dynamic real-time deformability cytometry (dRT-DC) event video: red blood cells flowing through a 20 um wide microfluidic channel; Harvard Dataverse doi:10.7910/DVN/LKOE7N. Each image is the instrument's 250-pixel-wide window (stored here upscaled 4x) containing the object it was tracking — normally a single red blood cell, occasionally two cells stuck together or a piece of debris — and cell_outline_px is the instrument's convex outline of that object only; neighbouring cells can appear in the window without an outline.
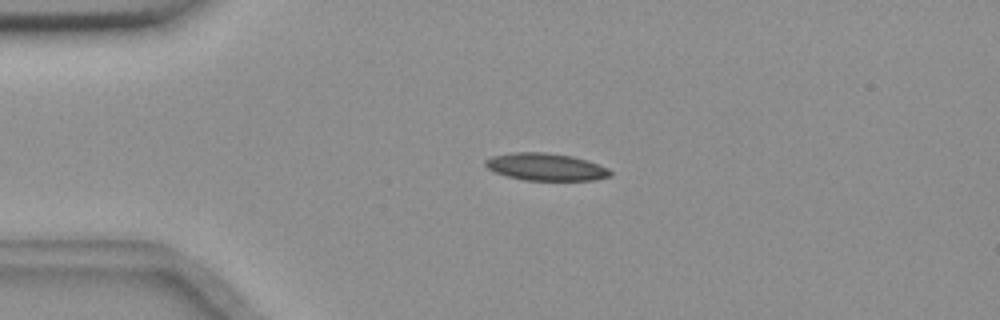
{"species": "common noctule bat (a hibernating species)", "species_latin": "Nyctalus noctula", "temperature_condition": "room temperature", "stored_images_in_passage": 5, "camera_frame_rate_fps": 3000, "um_per_image_px": 0.085, "animal": {"sex": "female", "body_mass_g": 18.4}, "frame": {"image": 1, "passage_image": 3, "time_ms": 0.667, "image_size_px": [1000, 320], "cell_outline_px": [[612, 176], [596, 180], [524, 180], [508, 176], [496, 172], [488, 168], [484, 164], [484, 160], [492, 156], [512, 152], [544, 152], [572, 156], [608, 168], [612, 172]], "centroid_in_image_um": [46.39, 14.19], "position_along_channel_um": 38.6, "area_um2": 19.77}}